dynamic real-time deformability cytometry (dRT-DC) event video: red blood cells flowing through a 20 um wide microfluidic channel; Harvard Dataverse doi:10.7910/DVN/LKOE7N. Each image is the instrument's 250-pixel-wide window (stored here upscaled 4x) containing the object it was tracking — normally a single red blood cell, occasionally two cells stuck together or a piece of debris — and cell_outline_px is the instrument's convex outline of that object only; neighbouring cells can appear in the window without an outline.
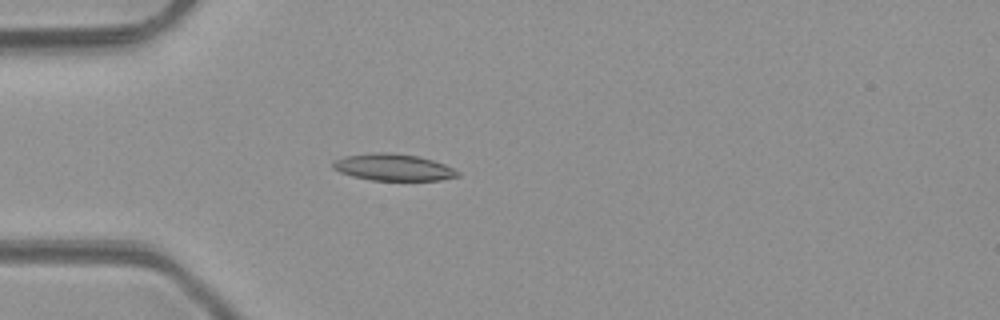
{"species": "common noctule bat (a hibernating species)", "species_latin": "Nyctalus noctula", "temperature_condition": "room temperature", "stored_images_in_passage": 3, "camera_frame_rate_fps": 3000, "um_per_image_px": 0.085, "animal": {"sex": "male", "body_mass_g": 23.1, "forearm_length_mm": 52.7}, "frame": {"image": 1, "passage_image": 3, "time_ms": 3.333, "image_size_px": [1000, 320], "cell_outline_px": [[460, 176], [440, 180], [372, 180], [352, 176], [340, 172], [332, 168], [332, 160], [344, 156], [376, 152], [392, 152], [416, 156], [432, 160], [444, 164], [460, 172]], "centroid_in_image_um": [33.39, 14.21], "position_along_channel_um": 51.6, "area_um2": 19.48}}